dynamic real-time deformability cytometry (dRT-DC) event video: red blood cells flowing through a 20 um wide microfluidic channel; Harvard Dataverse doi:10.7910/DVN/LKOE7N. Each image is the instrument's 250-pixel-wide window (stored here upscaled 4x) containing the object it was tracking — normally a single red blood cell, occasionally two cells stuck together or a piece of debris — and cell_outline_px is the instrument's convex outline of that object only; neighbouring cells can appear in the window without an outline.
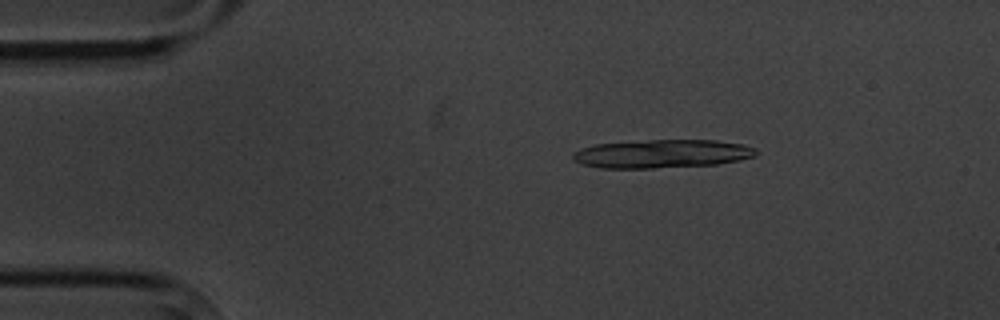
{"species": "common noctule bat (a hibernating species)", "species_latin": "Nyctalus noctula", "temperature_condition": "cold", "stored_images_in_passage": 4, "camera_frame_rate_fps": 3000, "um_per_image_px": 0.085, "animal": {"sex": "male", "body_mass_g": 20.1, "forearm_length_mm": 53.5}, "frame": {"image": 1, "passage_image": 2, "time_ms": 1.0, "image_size_px": [1000, 320], "cell_outline_px": [[756, 156], [740, 160], [716, 164], [652, 168], [600, 168], [584, 164], [572, 160], [572, 152], [580, 148], [596, 144], [648, 140], [716, 140], [744, 144], [756, 148]], "centroid_in_image_um": [56.26, 13.07], "position_along_channel_um": 28.7, "area_um2": 30.4}}